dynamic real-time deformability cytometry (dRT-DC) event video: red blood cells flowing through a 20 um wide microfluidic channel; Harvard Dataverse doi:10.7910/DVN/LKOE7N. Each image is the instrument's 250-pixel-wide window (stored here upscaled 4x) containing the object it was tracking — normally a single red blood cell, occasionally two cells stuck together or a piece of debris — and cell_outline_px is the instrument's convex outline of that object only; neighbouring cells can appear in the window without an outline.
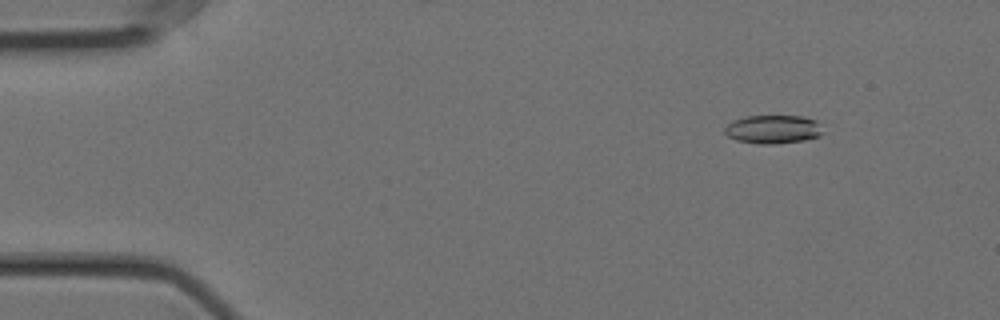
{"species": "Egyptian fruit bat (a non-hibernating species)", "species_latin": "Rousettus aegyptiacus", "temperature_condition": "cold", "stored_images_in_passage": 58, "camera_frame_rate_fps": 3000, "um_per_image_px": 0.085, "animal": {"sex": "female"}, "frame": {"image": 1, "passage_image": 7, "time_ms": 2.0, "image_size_px": [1000, 320], "cell_outline_px": [[824, 132], [820, 136], [804, 140], [776, 144], [760, 144], [736, 140], [728, 136], [724, 132], [724, 128], [732, 120], [748, 116], [800, 116], [812, 120]], "centroid_in_image_um": [65.66, 11.0], "position_along_channel_um": 19.3, "area_um2": 16.13}}
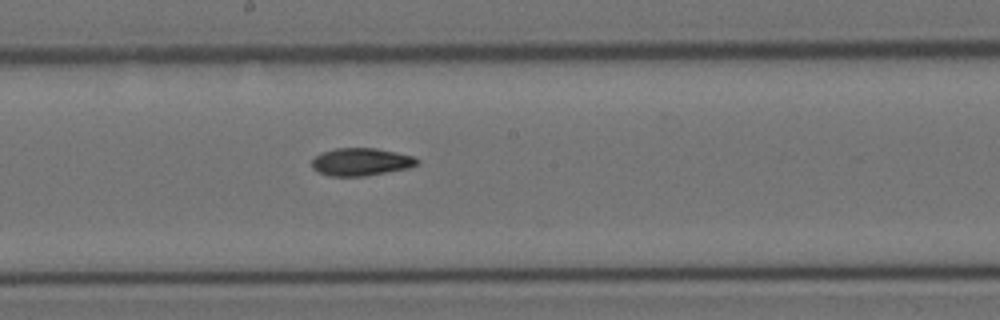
{"frame": {"image": 2, "passage_image": 31, "time_ms": 10.0, "image_size_px": [1000, 320], "cell_outline_px": [[420, 164], [408, 168], [364, 176], [328, 176], [316, 172], [312, 168], [312, 160], [316, 156], [324, 152], [336, 148], [376, 148], [396, 152], [412, 156], [420, 160]], "centroid_in_image_um": [30.69, 13.76], "position_along_channel_um": 217.5, "area_um2": 16.99}}
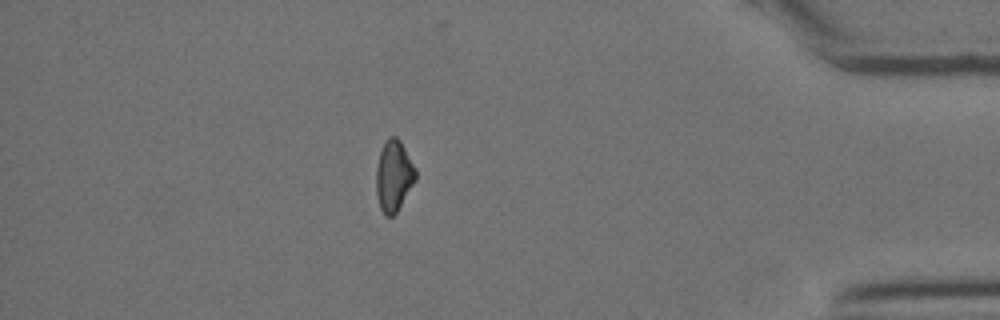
{"frame": {"image": 3, "passage_image": 50, "time_ms": 16.333, "image_size_px": [1000, 320], "cell_outline_px": [[416, 180], [396, 212], [392, 216], [384, 216], [380, 208], [376, 192], [376, 168], [380, 152], [388, 136], [396, 136], [400, 140], [416, 168]], "centroid_in_image_um": [33.47, 14.94], "position_along_channel_um": 401.7, "area_um2": 16.3}, "authors_computed_cell_mechanics": {"area_um2": 16.7331, "velocity_mm_per_s": 3.5773, "shape_relaxation_time_tau1_ms": 6.715, "shape_relaxation_time_tau2_ms": null, "deformation_change_tau1": 0.1604, "deformation_change_tau2": null}}